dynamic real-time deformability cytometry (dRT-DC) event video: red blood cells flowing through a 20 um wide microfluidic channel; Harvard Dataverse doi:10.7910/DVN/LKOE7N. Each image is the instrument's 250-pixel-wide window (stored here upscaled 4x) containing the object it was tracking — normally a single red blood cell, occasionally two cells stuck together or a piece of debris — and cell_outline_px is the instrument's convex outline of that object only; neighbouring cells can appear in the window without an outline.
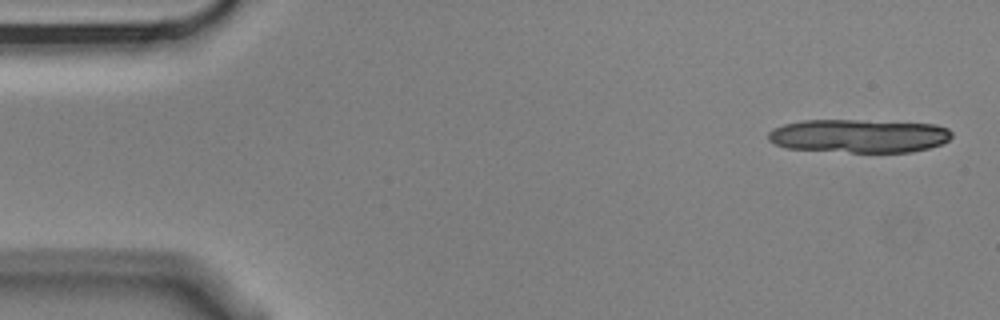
{"species": "Egyptian fruit bat (a non-hibernating species)", "species_latin": "Rousettus aegyptiacus", "temperature_condition": "cold", "stored_images_in_passage": 6, "camera_frame_rate_fps": 3000, "um_per_image_px": 0.085, "animal": {"sex": "male"}, "frame": {"image": 1, "passage_image": 1, "time_ms": 0.0, "image_size_px": [1000, 320], "cell_outline_px": [[952, 136], [948, 140], [940, 144], [928, 148], [912, 152], [852, 152], [784, 148], [768, 140], [768, 132], [784, 124], [804, 120], [856, 120], [936, 124], [948, 128], [952, 132]], "centroid_in_image_um": [73.02, 11.55], "position_along_channel_um": 12.0, "area_um2": 35.72}}